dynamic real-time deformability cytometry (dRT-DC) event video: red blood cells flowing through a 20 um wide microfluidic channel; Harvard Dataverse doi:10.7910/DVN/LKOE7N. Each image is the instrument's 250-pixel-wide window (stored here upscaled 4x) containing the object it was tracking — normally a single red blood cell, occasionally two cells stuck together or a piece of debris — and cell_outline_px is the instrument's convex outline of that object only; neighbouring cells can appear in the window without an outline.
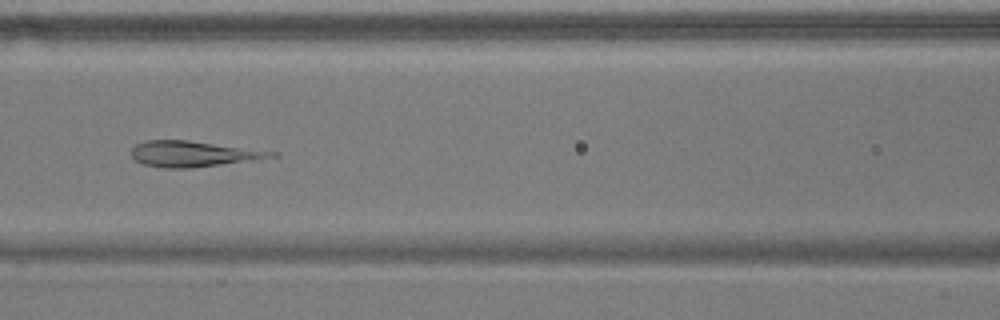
{"species": "common noctule bat (a hibernating species)", "species_latin": "Nyctalus noctula", "temperature_condition": "warm", "stored_images_in_passage": 53, "camera_frame_rate_fps": 3000, "um_per_image_px": 0.085, "animal": {"sex": "male", "body_mass_g": 17.9}, "frame": {"image": 1, "passage_image": 22, "time_ms": 7.0, "image_size_px": [1000, 320], "cell_outline_px": [[280, 156], [256, 160], [192, 168], [164, 168], [144, 164], [136, 160], [132, 156], [132, 148], [136, 144], [148, 140], [188, 140], [276, 152]], "centroid_in_image_um": [16.44, 13.08], "position_along_channel_um": 150.2, "area_um2": 20.87}}
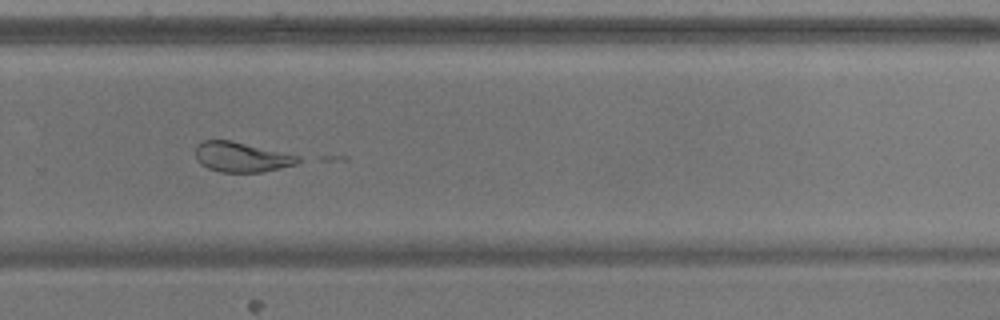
{"frame": {"image": 2, "passage_image": 35, "time_ms": 11.333, "image_size_px": [1000, 320], "cell_outline_px": [[304, 160], [296, 164], [264, 172], [220, 172], [208, 168], [200, 164], [196, 160], [196, 144], [204, 140], [232, 140], [300, 156]], "centroid_in_image_um": [20.53, 13.35], "position_along_channel_um": 309.3, "area_um2": 18.09}}
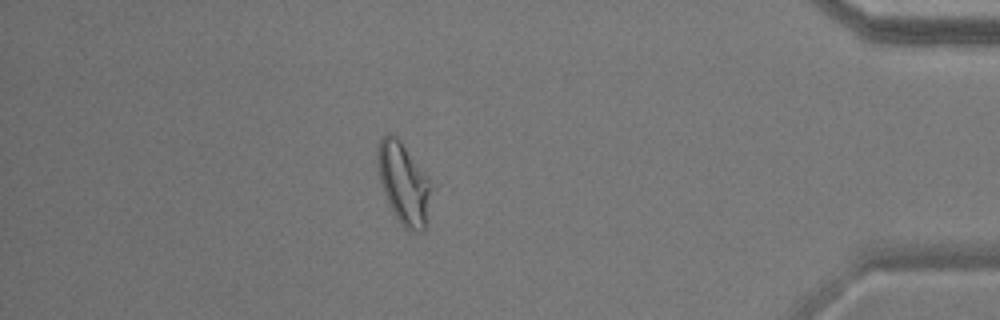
{"frame": {"image": 3, "passage_image": 46, "time_ms": 15.0, "image_size_px": [1000, 320], "cell_outline_px": [[436, 188], [428, 220], [424, 228], [420, 232], [416, 232], [404, 228], [388, 204], [380, 180], [376, 156], [376, 152], [380, 140], [388, 132], [392, 132], [400, 140]], "centroid_in_image_um": [34.37, 15.61], "position_along_channel_um": 400.8, "area_um2": 26.07}}